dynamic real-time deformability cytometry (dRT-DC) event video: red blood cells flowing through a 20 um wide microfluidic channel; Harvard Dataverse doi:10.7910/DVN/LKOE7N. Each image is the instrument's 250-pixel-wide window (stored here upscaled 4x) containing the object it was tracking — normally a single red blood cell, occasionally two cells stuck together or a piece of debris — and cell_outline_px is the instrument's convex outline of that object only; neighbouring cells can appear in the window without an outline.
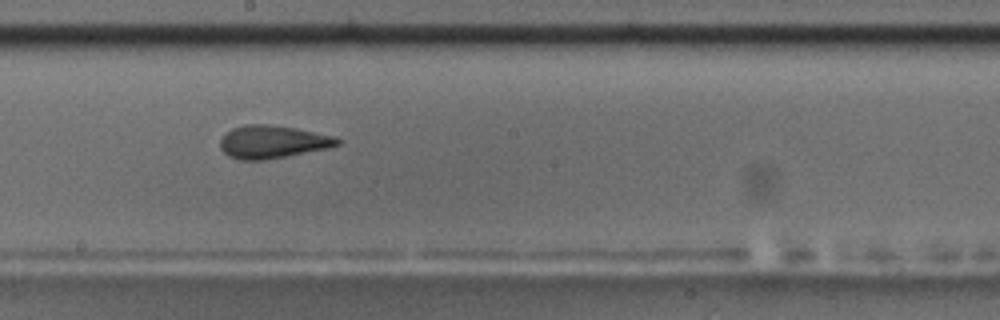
{"species": "common noctule bat (a hibernating species)", "species_latin": "Nyctalus noctula", "temperature_condition": "room temperature", "stored_images_in_passage": 54, "camera_frame_rate_fps": 3000, "um_per_image_px": 0.085, "animal": {"sex": "male", "body_mass_g": 17.5, "forearm_length_mm": 52.3}, "frame": {"image": 1, "passage_image": 31, "time_ms": 10.0, "image_size_px": [1000, 320], "cell_outline_px": [[344, 140], [340, 144], [328, 148], [264, 160], [240, 160], [228, 156], [220, 148], [220, 140], [232, 128], [244, 124], [268, 124], [296, 128], [332, 136]], "centroid_in_image_um": [23.16, 12.06], "position_along_channel_um": 225.0, "area_um2": 22.37}, "authors_computed_cell_mechanics": {"area_um2": 22.1952, "velocity_mm_per_s": 3.6894, "shape_relaxation_time_tau1_ms": 10.6001, "shape_relaxation_time_tau2_ms": 1.8505, "deformation_change_tau1": 0.2348, "deformation_change_tau2": 0.0893}}